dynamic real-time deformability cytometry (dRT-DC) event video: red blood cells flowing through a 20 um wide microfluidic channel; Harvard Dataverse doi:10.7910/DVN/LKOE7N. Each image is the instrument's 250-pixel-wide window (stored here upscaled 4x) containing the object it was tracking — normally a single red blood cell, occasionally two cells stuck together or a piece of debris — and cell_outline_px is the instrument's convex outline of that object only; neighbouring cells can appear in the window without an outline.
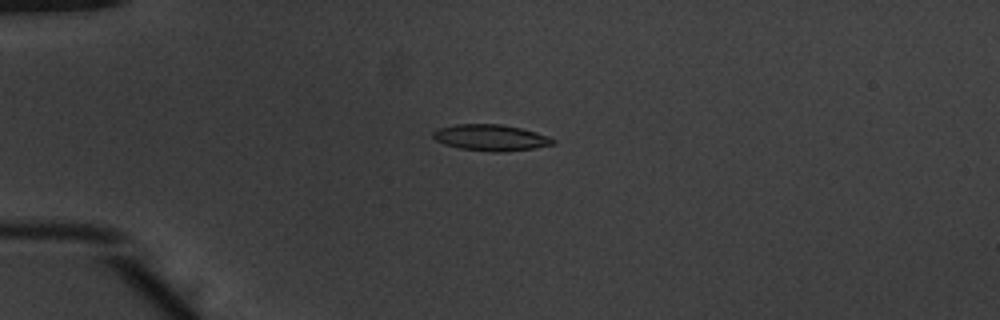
{"species": "common noctule bat (a hibernating species)", "species_latin": "Nyctalus noctula", "temperature_condition": "warm", "stored_images_in_passage": 41, "camera_frame_rate_fps": 3000, "um_per_image_px": 0.085, "animal": {"sex": "male", "body_mass_g": 20.1, "forearm_length_mm": 53.5}, "frame": {"image": 1, "passage_image": 2, "time_ms": 0.333, "image_size_px": [1000, 320], "cell_outline_px": [[556, 144], [532, 148], [500, 152], [492, 152], [460, 148], [444, 144], [436, 140], [432, 136], [432, 132], [436, 128], [456, 124], [500, 124], [520, 128], [536, 132], [548, 136], [556, 140]], "centroid_in_image_um": [41.7, 11.69], "position_along_channel_um": 43.3, "area_um2": 18.32}}
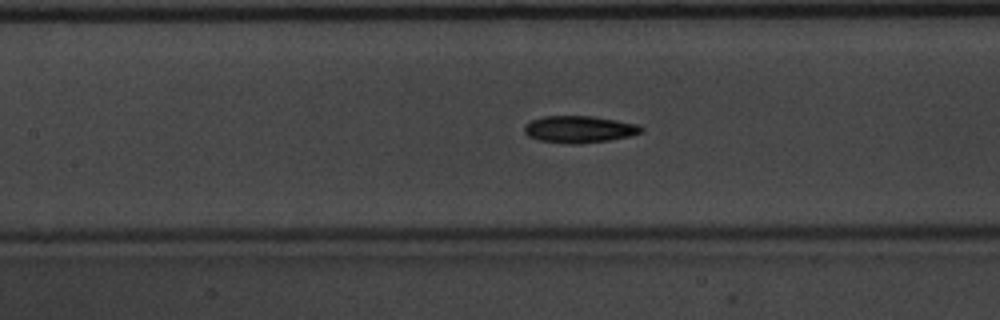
{"frame": {"image": 2, "passage_image": 13, "time_ms": 4.0, "image_size_px": [1000, 320], "cell_outline_px": [[644, 128], [640, 132], [632, 136], [608, 140], [576, 144], [568, 144], [540, 140], [528, 136], [524, 132], [524, 124], [532, 120], [544, 116], [592, 116], [640, 124]], "centroid_in_image_um": [49.24, 10.98], "position_along_channel_um": 158.2, "area_um2": 18.38}}
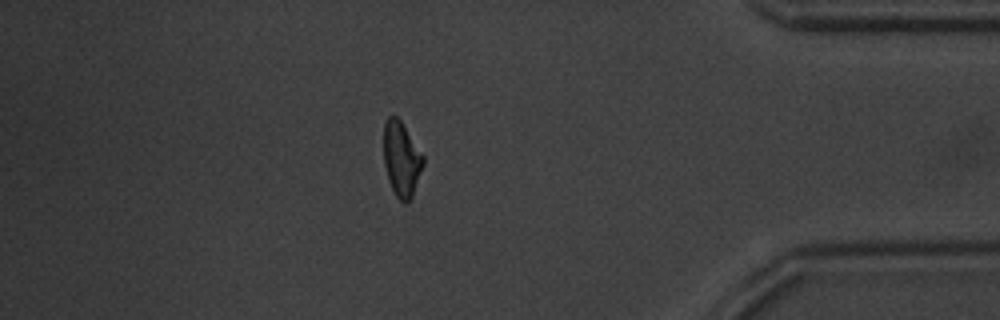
{"frame": {"image": 3, "passage_image": 34, "time_ms": 11.0, "image_size_px": [1000, 320], "cell_outline_px": [[424, 164], [412, 196], [408, 204], [404, 204], [396, 196], [388, 180], [384, 164], [384, 124], [388, 116], [396, 116], [400, 120], [424, 156]], "centroid_in_image_um": [34.12, 13.54], "position_along_channel_um": 401.1, "area_um2": 17.17}, "authors_computed_cell_mechanics": {"area_um2": 17.7446, "velocity_mm_per_s": 3.9272, "shape_relaxation_time_tau1_ms": 3.5702, "shape_relaxation_time_tau2_ms": 3.7435, "deformation_change_tau1": 0.147, "deformation_change_tau2": 0.1278}}